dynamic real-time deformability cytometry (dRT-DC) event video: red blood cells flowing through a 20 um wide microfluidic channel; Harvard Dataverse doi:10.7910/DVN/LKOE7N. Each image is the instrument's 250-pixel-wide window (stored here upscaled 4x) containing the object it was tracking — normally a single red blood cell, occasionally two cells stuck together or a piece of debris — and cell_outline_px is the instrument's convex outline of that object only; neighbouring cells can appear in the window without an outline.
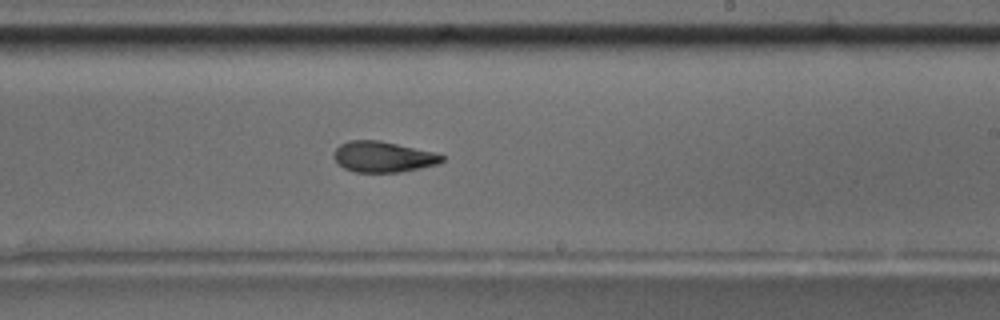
{"species": "common noctule bat (a hibernating species)", "species_latin": "Nyctalus noctula", "temperature_condition": "room temperature", "stored_images_in_passage": 41, "camera_frame_rate_fps": 3000, "um_per_image_px": 0.085, "animal": {"sex": "male", "body_mass_g": 17.5, "forearm_length_mm": 52.3}, "frame": {"image": 1, "passage_image": 18, "time_ms": 5.667, "image_size_px": [1000, 320], "cell_outline_px": [[444, 160], [436, 164], [420, 168], [400, 172], [356, 172], [344, 168], [332, 156], [336, 148], [340, 144], [348, 140], [380, 140], [432, 152], [444, 156]], "centroid_in_image_um": [32.52, 13.32], "position_along_channel_um": 256.5, "area_um2": 19.19}, "authors_computed_cell_mechanics": {"area_um2": 19.9988, "velocity_mm_per_s": 3.6871, "shape_relaxation_time_tau1_ms": null, "shape_relaxation_time_tau2_ms": 3.3271, "deformation_change_tau1": null, "deformation_change_tau2": 0.1087}}